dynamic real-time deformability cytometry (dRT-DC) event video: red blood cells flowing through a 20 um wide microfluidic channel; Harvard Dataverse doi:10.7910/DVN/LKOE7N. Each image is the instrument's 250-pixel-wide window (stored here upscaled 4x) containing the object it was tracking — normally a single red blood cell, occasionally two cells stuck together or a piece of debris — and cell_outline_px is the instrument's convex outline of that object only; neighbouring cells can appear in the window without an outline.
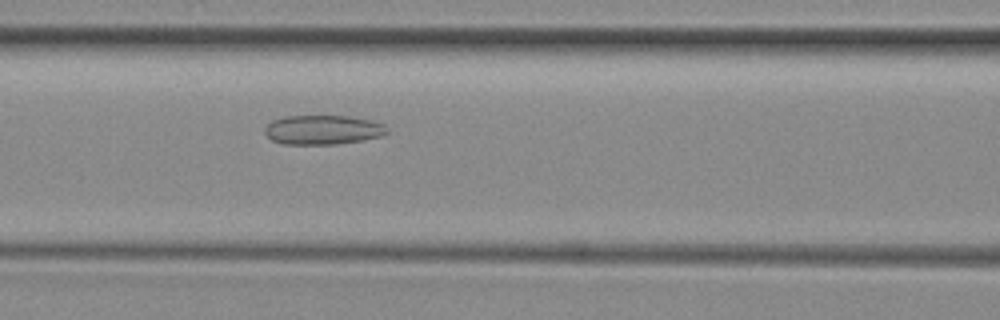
{"species": "common noctule bat (a hibernating species)", "species_latin": "Nyctalus noctula", "temperature_condition": "room temperature", "stored_images_in_passage": 40, "camera_frame_rate_fps": 3000, "um_per_image_px": 0.085, "animal": {"sex": "female", "body_mass_g": 29.2, "forearm_length_mm": 56.3}, "frame": {"image": 1, "passage_image": 10, "time_ms": 3.0, "image_size_px": [1000, 320], "cell_outline_px": [[388, 132], [380, 136], [364, 140], [336, 144], [284, 144], [272, 140], [264, 132], [264, 128], [272, 120], [288, 116], [348, 116], [372, 120], [384, 124], [388, 128]], "centroid_in_image_um": [27.46, 11.03], "position_along_channel_um": 139.1, "area_um2": 20.92}}
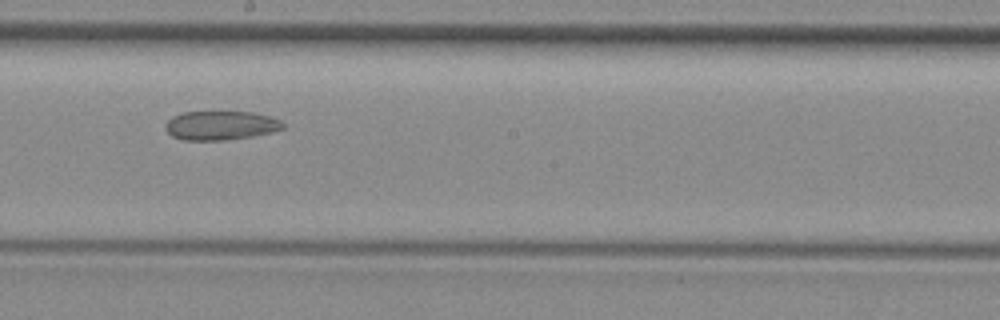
{"frame": {"image": 2, "passage_image": 17, "time_ms": 5.333, "image_size_px": [1000, 320], "cell_outline_px": [[284, 128], [272, 132], [252, 136], [224, 140], [184, 140], [172, 136], [164, 128], [168, 120], [172, 116], [184, 112], [252, 112], [268, 116], [280, 120], [284, 124]], "centroid_in_image_um": [18.75, 10.66], "position_along_channel_um": 229.5, "area_um2": 19.77}}
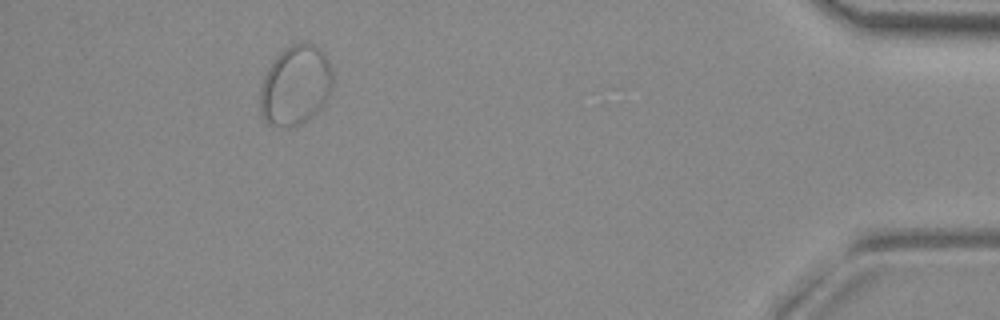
{"frame": {"image": 3, "passage_image": 36, "time_ms": 11.667, "image_size_px": [1000, 320], "cell_outline_px": [[332, 88], [324, 104], [308, 120], [300, 124], [288, 128], [268, 124], [260, 112], [260, 88], [264, 76], [268, 68], [276, 56], [284, 48], [292, 44], [304, 40], [316, 44], [324, 52], [328, 60], [332, 72]], "centroid_in_image_um": [25.12, 7.23], "position_along_channel_um": 410.1, "area_um2": 34.22}}